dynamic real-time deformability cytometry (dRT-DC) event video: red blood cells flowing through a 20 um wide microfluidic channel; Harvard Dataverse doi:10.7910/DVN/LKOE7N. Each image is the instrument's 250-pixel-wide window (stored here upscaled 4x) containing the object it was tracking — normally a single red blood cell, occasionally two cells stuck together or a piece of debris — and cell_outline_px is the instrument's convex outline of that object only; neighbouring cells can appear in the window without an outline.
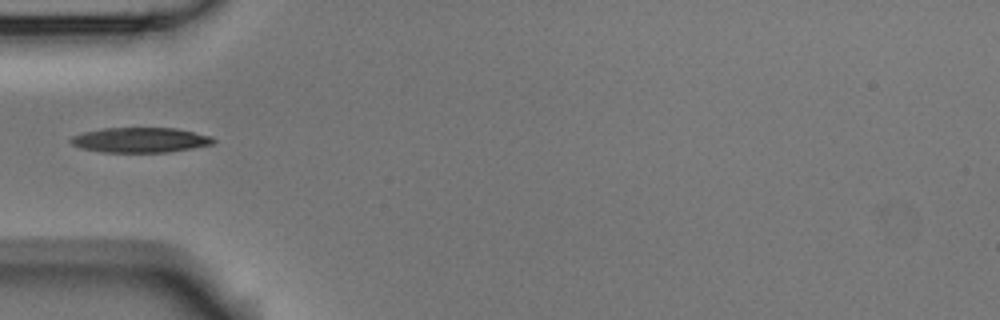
{"species": "Egyptian fruit bat (a non-hibernating species)", "species_latin": "Rousettus aegyptiacus", "temperature_condition": "room temperature", "stored_images_in_passage": 2, "camera_frame_rate_fps": 3000, "um_per_image_px": 0.085, "animal": {"sex": "male"}, "frame": {"image": 1, "passage_image": 1, "time_ms": 0.0, "image_size_px": [1000, 320], "cell_outline_px": [[216, 140], [212, 144], [192, 148], [168, 152], [104, 152], [84, 148], [72, 144], [68, 140], [72, 136], [84, 132], [100, 128], [176, 128], [212, 136]], "centroid_in_image_um": [11.93, 11.89], "position_along_channel_um": 73.1, "area_um2": 20.69}}
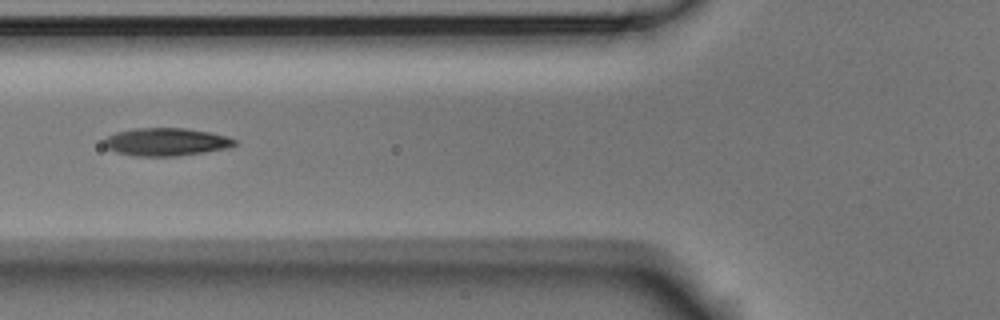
{"frame": {"image": 2, "passage_image": 2, "time_ms": 0.333, "image_size_px": [1000, 320], "cell_outline_px": [[236, 144], [228, 148], [204, 152], [176, 156], [132, 156], [116, 152], [108, 148], [104, 144], [104, 140], [108, 136], [116, 132], [136, 128], [184, 128], [208, 132], [224, 136], [236, 140]], "centroid_in_image_um": [14.09, 12.07], "position_along_channel_um": 111.7, "area_um2": 20.98}}